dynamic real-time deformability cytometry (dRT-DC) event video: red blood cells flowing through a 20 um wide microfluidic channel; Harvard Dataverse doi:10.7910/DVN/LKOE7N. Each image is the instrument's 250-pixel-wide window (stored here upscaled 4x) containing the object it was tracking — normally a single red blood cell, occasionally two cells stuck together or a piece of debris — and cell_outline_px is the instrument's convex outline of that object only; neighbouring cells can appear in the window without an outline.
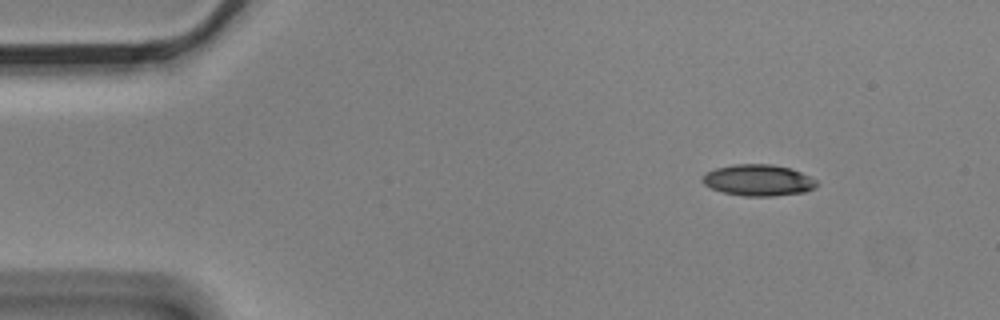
{"species": "Egyptian fruit bat (a non-hibernating species)", "species_latin": "Rousettus aegyptiacus", "temperature_condition": "cold", "stored_images_in_passage": 6, "camera_frame_rate_fps": 3000, "um_per_image_px": 0.085, "animal": {"sex": "male"}, "frame": {"image": 1, "passage_image": 1, "time_ms": 0.0, "image_size_px": [1000, 320], "cell_outline_px": [[816, 188], [804, 192], [772, 196], [744, 196], [724, 192], [712, 188], [704, 184], [700, 180], [708, 172], [716, 168], [732, 164], [772, 164], [792, 168], [816, 180]], "centroid_in_image_um": [64.46, 15.31], "position_along_channel_um": 20.5, "area_um2": 20.75}}
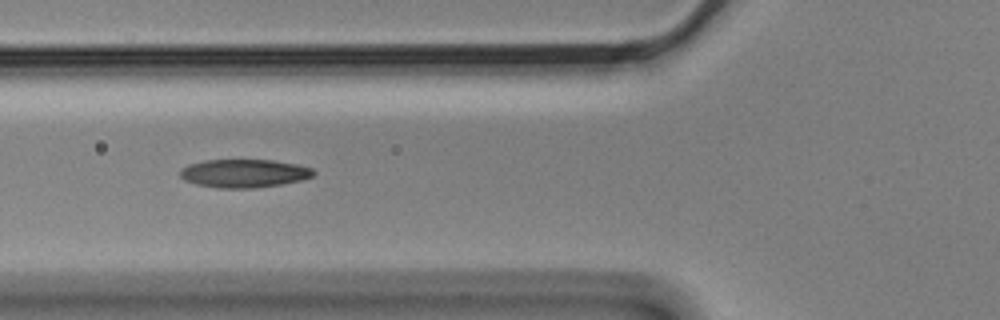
{"frame": {"image": 2, "passage_image": 5, "time_ms": 1.333, "image_size_px": [1000, 320], "cell_outline_px": [[316, 172], [312, 176], [300, 180], [280, 184], [252, 188], [220, 188], [196, 184], [184, 180], [180, 176], [180, 168], [188, 164], [204, 160], [272, 160], [296, 164], [312, 168]], "centroid_in_image_um": [20.71, 14.73], "position_along_channel_um": 105.1, "area_um2": 21.91}}
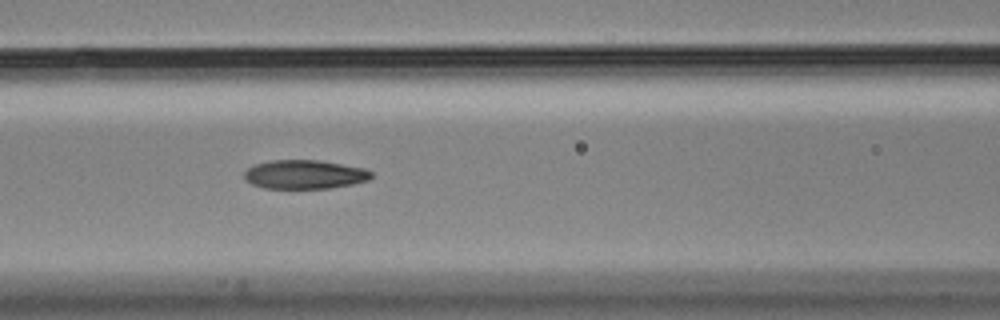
{"frame": {"image": 3, "passage_image": 6, "time_ms": 1.667, "image_size_px": [1000, 320], "cell_outline_px": [[372, 176], [368, 180], [352, 184], [328, 188], [264, 188], [252, 184], [244, 176], [244, 172], [248, 168], [256, 164], [272, 160], [320, 160], [368, 168], [372, 172]], "centroid_in_image_um": [25.94, 14.82], "position_along_channel_um": 140.7, "area_um2": 21.39}}